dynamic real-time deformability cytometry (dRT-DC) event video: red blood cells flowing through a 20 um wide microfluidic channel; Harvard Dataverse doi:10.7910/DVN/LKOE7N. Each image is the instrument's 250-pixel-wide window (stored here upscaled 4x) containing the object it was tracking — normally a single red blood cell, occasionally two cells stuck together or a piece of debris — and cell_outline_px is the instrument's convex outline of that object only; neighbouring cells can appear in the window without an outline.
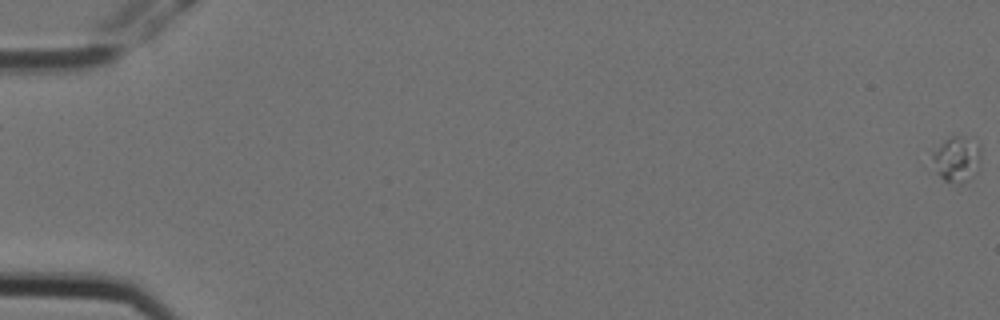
{"species": "Egyptian fruit bat (a non-hibernating species)", "species_latin": "Rousettus aegyptiacus", "temperature_condition": "cold", "stored_images_in_passage": 6, "camera_frame_rate_fps": 3000, "um_per_image_px": 0.085, "animal": {"sex": "female"}, "frame": {"image": 1, "passage_image": 1, "time_ms": 0.0, "image_size_px": [1000, 320], "cell_outline_px": [[980, 168], [968, 180], [960, 184], [944, 180], [924, 168], [932, 152], [944, 140], [952, 136], [964, 136], [980, 144]], "centroid_in_image_um": [81.2, 13.56], "position_along_channel_um": 3.8, "area_um2": 13.93}}